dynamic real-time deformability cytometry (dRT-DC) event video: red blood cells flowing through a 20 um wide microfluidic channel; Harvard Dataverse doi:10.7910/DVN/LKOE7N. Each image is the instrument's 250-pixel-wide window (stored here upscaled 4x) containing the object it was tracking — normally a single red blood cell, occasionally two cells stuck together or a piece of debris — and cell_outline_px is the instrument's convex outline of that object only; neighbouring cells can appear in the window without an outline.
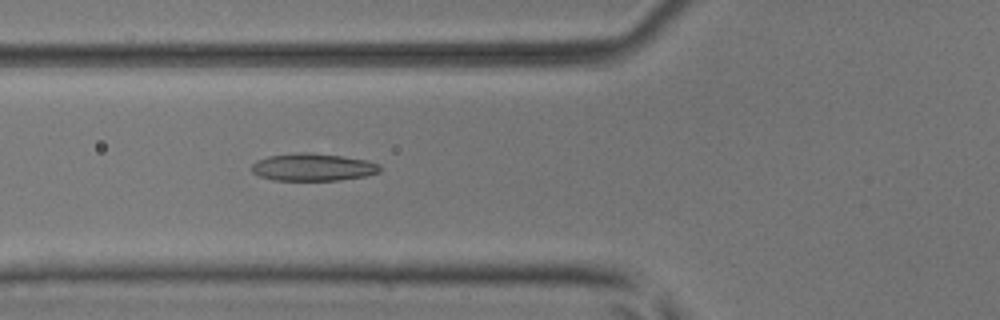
{"species": "common noctule bat (a hibernating species)", "species_latin": "Nyctalus noctula", "temperature_condition": "room temperature", "stored_images_in_passage": 6, "camera_frame_rate_fps": 3000, "um_per_image_px": 0.085, "animal": {"sex": "male", "body_mass_g": 17.9, "forearm_length_mm": 54.2}, "frame": {"image": 1, "passage_image": 5, "time_ms": 1.333, "image_size_px": [1000, 320], "cell_outline_px": [[380, 172], [364, 176], [340, 180], [272, 180], [260, 176], [252, 172], [252, 164], [256, 160], [268, 156], [300, 152], [308, 152], [340, 156], [368, 160], [380, 164]], "centroid_in_image_um": [26.59, 14.21], "position_along_channel_um": 99.2, "area_um2": 20.52}}